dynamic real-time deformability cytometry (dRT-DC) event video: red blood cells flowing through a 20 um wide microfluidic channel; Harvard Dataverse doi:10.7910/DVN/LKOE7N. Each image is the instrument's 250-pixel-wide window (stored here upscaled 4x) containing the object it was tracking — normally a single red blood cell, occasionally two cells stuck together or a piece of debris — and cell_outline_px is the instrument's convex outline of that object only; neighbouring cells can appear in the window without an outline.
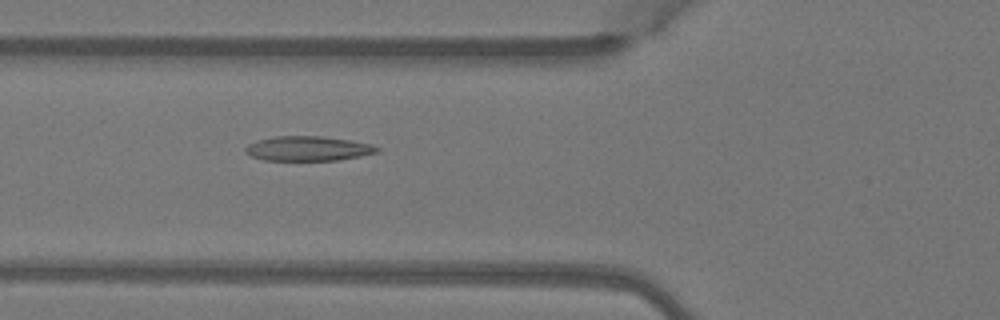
{"species": "Egyptian fruit bat (a non-hibernating species)", "species_latin": "Rousettus aegyptiacus", "temperature_condition": "warm", "stored_images_in_passage": 5, "camera_frame_rate_fps": 3000, "um_per_image_px": 0.085, "animal": {"sex": "female"}, "frame": {"image": 1, "passage_image": 5, "time_ms": 1.333, "image_size_px": [1000, 320], "cell_outline_px": [[380, 152], [360, 156], [336, 160], [264, 160], [252, 156], [244, 152], [244, 148], [248, 144], [256, 140], [276, 136], [320, 136], [352, 140], [372, 144], [380, 148]], "centroid_in_image_um": [26.19, 12.62], "position_along_channel_um": 99.6, "area_um2": 19.02}}